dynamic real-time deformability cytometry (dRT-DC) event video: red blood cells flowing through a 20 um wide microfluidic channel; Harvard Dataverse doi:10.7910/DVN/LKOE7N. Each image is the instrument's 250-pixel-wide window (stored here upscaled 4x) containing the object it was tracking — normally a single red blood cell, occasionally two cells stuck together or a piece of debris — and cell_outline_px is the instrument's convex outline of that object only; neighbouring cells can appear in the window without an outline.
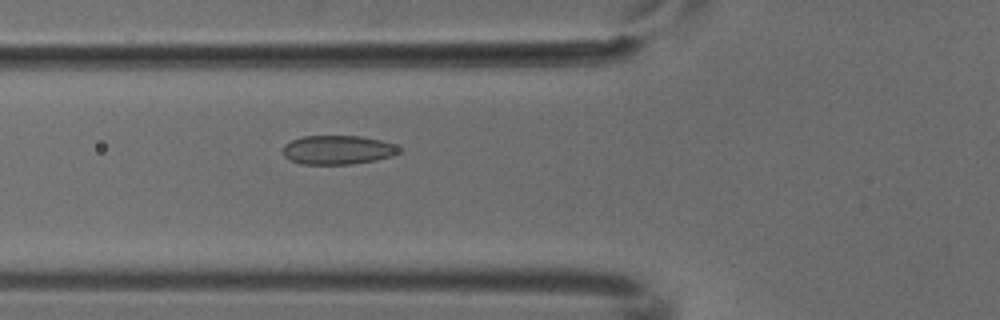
{"species": "common noctule bat (a hibernating species)", "species_latin": "Nyctalus noctula", "temperature_condition": "cold", "stored_images_in_passage": 4, "camera_frame_rate_fps": 3000, "um_per_image_px": 0.085, "animal": {"sex": "male", "body_mass_g": 18.8}, "frame": {"image": 1, "passage_image": 4, "time_ms": 1.0, "image_size_px": [1000, 320], "cell_outline_px": [[404, 152], [392, 156], [376, 160], [352, 164], [304, 164], [292, 160], [284, 156], [284, 144], [292, 140], [304, 136], [360, 136], [380, 140], [404, 148]], "centroid_in_image_um": [28.78, 12.74], "position_along_channel_um": 97.0, "area_um2": 19.65}}